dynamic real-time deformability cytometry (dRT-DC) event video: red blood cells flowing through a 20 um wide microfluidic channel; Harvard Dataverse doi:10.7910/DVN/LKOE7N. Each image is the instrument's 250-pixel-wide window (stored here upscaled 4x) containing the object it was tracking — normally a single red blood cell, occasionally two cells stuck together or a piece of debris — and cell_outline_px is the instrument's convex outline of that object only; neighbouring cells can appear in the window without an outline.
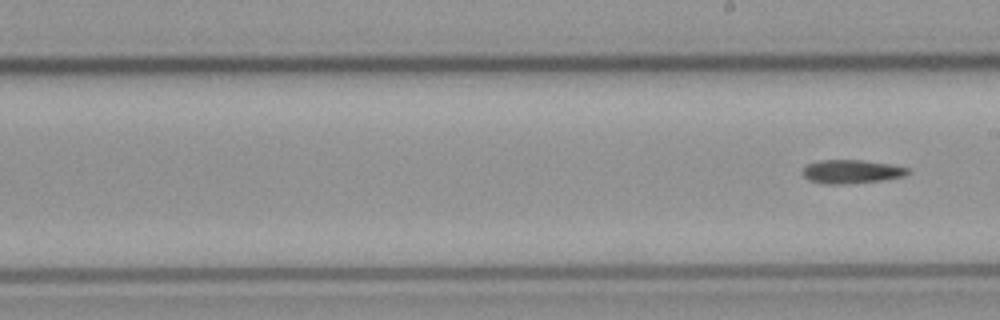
{"species": "common noctule bat (a hibernating species)", "species_latin": "Nyctalus noctula", "temperature_condition": "cold", "stored_images_in_passage": 10, "segment_of_instrument_passage": [2, 2], "camera_frame_rate_fps": 3000, "um_per_image_px": 0.085, "animal": {"sex": "male", "body_mass_g": 23.1, "forearm_length_mm": 52.7}, "frame": {"image": 1, "passage_image": 10, "time_ms": 11.333, "image_size_px": [1000, 320], "cell_outline_px": [[908, 172], [904, 176], [880, 180], [836, 184], [824, 184], [808, 180], [800, 172], [808, 164], [820, 160], [860, 160], [888, 164], [908, 168]], "centroid_in_image_um": [72.3, 14.58], "position_along_channel_um": 216.7, "area_um2": 14.16}}